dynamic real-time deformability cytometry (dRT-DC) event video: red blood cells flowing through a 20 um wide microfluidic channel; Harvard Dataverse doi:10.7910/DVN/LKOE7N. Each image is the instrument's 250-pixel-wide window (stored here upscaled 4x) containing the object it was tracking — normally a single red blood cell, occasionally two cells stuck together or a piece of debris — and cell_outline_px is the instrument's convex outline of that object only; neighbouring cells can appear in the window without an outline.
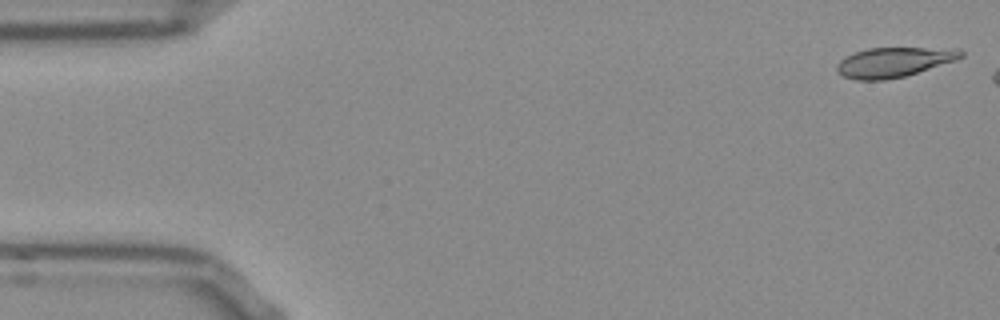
{"species": "Egyptian fruit bat (a non-hibernating species)", "species_latin": "Rousettus aegyptiacus", "temperature_condition": "room temperature", "stored_images_in_passage": 7, "camera_frame_rate_fps": 3000, "um_per_image_px": 0.085, "frame": {"image": 1, "passage_image": 1, "time_ms": 0.0, "image_size_px": [1000, 320], "cell_outline_px": [[964, 56], [956, 60], [904, 76], [884, 80], [856, 80], [844, 76], [836, 68], [836, 64], [844, 56], [868, 48], [960, 48], [964, 52]], "centroid_in_image_um": [75.99, 5.27], "position_along_channel_um": 9.0, "area_um2": 21.44}}